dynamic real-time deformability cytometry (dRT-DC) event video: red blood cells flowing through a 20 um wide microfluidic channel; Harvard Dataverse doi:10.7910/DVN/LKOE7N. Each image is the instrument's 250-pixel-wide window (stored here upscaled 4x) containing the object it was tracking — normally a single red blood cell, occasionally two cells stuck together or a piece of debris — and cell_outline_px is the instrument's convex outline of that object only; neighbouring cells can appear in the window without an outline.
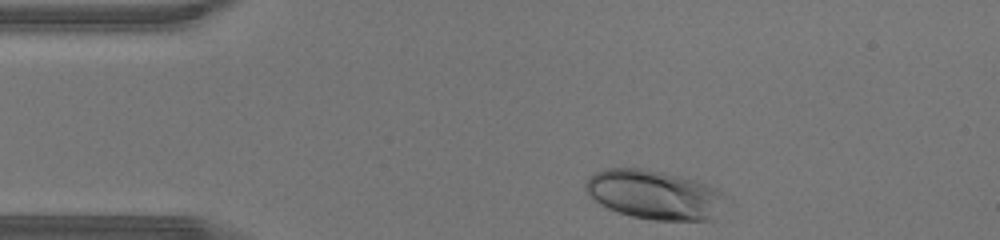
{"species": "human", "species_latin": "Homo sapiens", "temperature_condition": "warm", "stored_images_in_passage": 29, "camera_frame_rate_fps": 3000, "um_per_image_px": 0.085, "donor": {"sex": "male"}, "frame": {"image": 1, "passage_image": 1, "time_ms": 0.0, "image_size_px": [1000, 240], "cell_outline_px": [[724, 196], [712, 220], [652, 220], [632, 216], [608, 208], [600, 204], [584, 188], [584, 184], [588, 176], [596, 172], [608, 168], [640, 168], [680, 176], [696, 180], [716, 188]], "centroid_in_image_um": [55.56, 16.54], "position_along_channel_um": 29.4, "area_um2": 39.42}}
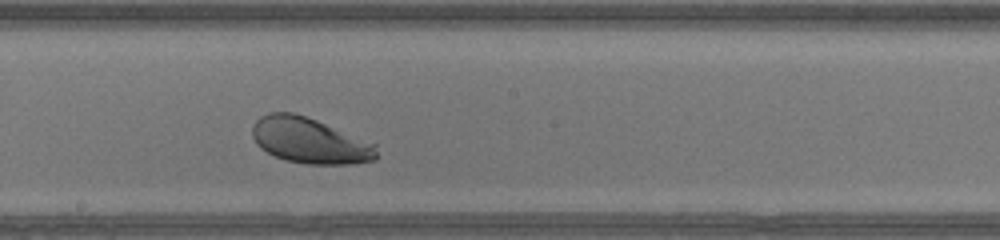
{"frame": {"image": 2, "passage_image": 17, "time_ms": 5.333, "image_size_px": [1000, 240], "cell_outline_px": [[376, 160], [352, 164], [304, 164], [284, 160], [260, 148], [256, 144], [252, 136], [252, 128], [256, 120], [260, 116], [268, 112], [292, 112], [316, 120], [376, 144]], "centroid_in_image_um": [26.3, 11.96], "position_along_channel_um": 221.9, "area_um2": 33.0}}
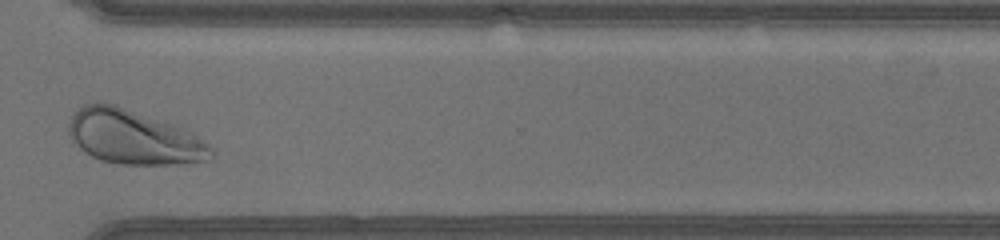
{"frame": {"image": 3, "passage_image": 26, "time_ms": 8.333, "image_size_px": [1000, 240], "cell_outline_px": [[216, 156], [212, 160], [180, 164], [120, 164], [100, 160], [84, 152], [72, 140], [68, 132], [68, 124], [72, 116], [84, 104], [96, 100], [100, 100], [116, 104], [172, 124], [192, 132], [208, 144], [212, 148]], "centroid_in_image_um": [11.37, 11.65], "position_along_channel_um": 359.2, "area_um2": 45.43}}